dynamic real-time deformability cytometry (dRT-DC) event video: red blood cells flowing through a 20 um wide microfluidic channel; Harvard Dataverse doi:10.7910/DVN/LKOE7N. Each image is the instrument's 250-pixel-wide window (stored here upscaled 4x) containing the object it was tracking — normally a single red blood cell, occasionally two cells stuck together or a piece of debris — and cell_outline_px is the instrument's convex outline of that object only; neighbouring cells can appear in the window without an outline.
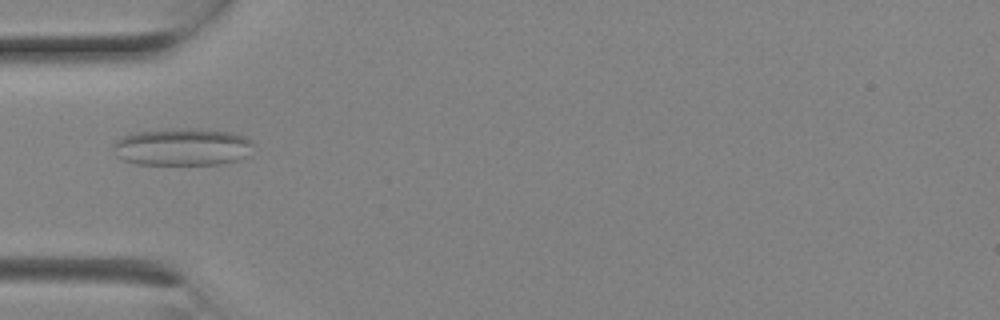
{"species": "Egyptian fruit bat (a non-hibernating species)", "species_latin": "Rousettus aegyptiacus", "temperature_condition": "room temperature", "stored_images_in_passage": 1, "camera_frame_rate_fps": 3000, "um_per_image_px": 0.085, "animal": {"sex": "female"}, "frame": {"image": 1, "passage_image": 1, "time_ms": 0.0, "image_size_px": [1000, 320], "cell_outline_px": [[252, 144], [248, 156], [236, 160], [220, 164], [136, 164], [124, 160], [116, 156], [112, 148], [112, 144], [116, 140], [124, 136], [136, 132], [164, 128], [188, 128], [232, 132], [244, 136], [252, 140]], "centroid_in_image_um": [15.47, 12.48], "position_along_channel_um": 69.5, "area_um2": 30.75}}